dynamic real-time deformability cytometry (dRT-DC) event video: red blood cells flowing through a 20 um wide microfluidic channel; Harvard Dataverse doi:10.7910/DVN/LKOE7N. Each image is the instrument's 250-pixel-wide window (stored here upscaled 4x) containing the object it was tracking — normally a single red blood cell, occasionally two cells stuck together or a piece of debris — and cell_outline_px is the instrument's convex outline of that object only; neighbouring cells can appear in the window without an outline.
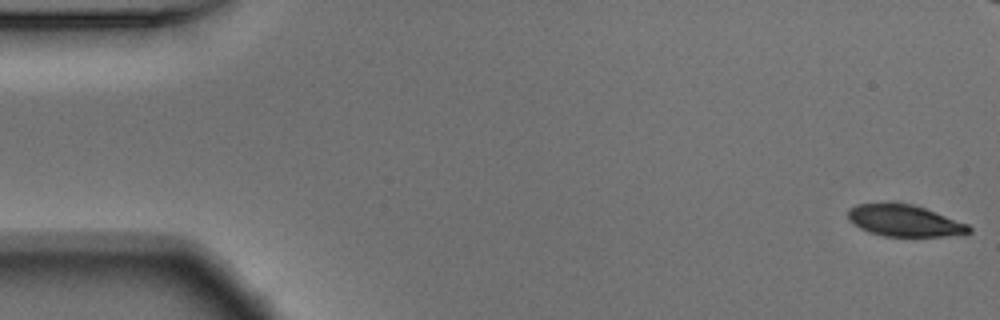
{"species": "Egyptian fruit bat (a non-hibernating species)", "species_latin": "Rousettus aegyptiacus", "temperature_condition": "warm", "stored_images_in_passage": 55, "camera_frame_rate_fps": 3000, "um_per_image_px": 0.085, "animal": {"sex": "male"}, "frame": {"image": 1, "passage_image": 1, "time_ms": 0.0, "image_size_px": [1000, 320], "cell_outline_px": [[972, 232], [944, 236], [884, 236], [868, 232], [852, 224], [848, 216], [848, 208], [856, 204], [908, 204], [924, 208], [968, 224], [972, 228]], "centroid_in_image_um": [76.86, 18.77], "position_along_channel_um": 8.1, "area_um2": 21.85}}
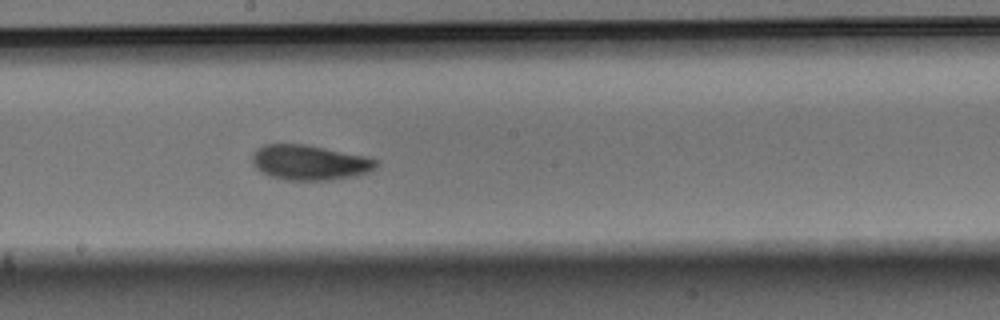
{"frame": {"image": 2, "passage_image": 29, "time_ms": 9.333, "image_size_px": [1000, 320], "cell_outline_px": [[380, 164], [372, 172], [356, 176], [332, 180], [284, 180], [260, 172], [252, 164], [252, 152], [256, 148], [264, 144], [304, 144], [364, 156], [380, 160]], "centroid_in_image_um": [26.34, 13.82], "position_along_channel_um": 221.9, "area_um2": 25.66}}
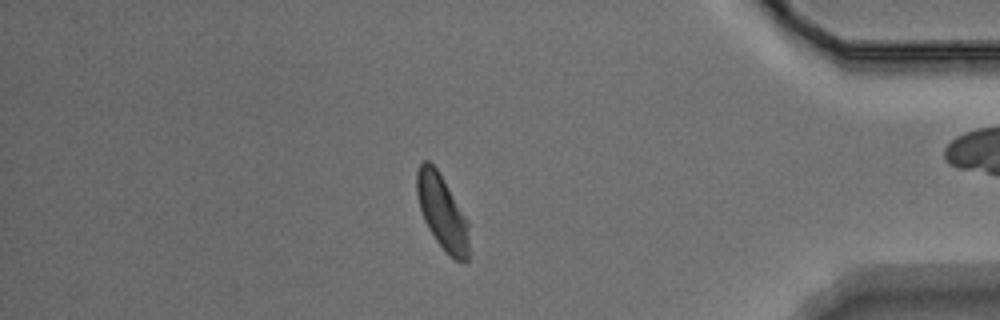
{"frame": {"image": 3, "passage_image": 46, "time_ms": 15.0, "image_size_px": [1000, 320], "cell_outline_px": [[468, 260], [456, 260], [436, 240], [428, 228], [424, 220], [420, 208], [416, 192], [416, 172], [420, 164], [424, 160], [428, 160], [436, 168], [468, 220]], "centroid_in_image_um": [37.56, 17.99], "position_along_channel_um": 397.6, "area_um2": 22.14}, "authors_computed_cell_mechanics": {"area_um2": 24.1026, "velocity_mm_per_s": 3.7213, "shape_relaxation_time_tau1_ms": 3.0827, "shape_relaxation_time_tau2_ms": 3.7249, "deformation_change_tau1": 0.1174, "deformation_change_tau2": 0.0926}}